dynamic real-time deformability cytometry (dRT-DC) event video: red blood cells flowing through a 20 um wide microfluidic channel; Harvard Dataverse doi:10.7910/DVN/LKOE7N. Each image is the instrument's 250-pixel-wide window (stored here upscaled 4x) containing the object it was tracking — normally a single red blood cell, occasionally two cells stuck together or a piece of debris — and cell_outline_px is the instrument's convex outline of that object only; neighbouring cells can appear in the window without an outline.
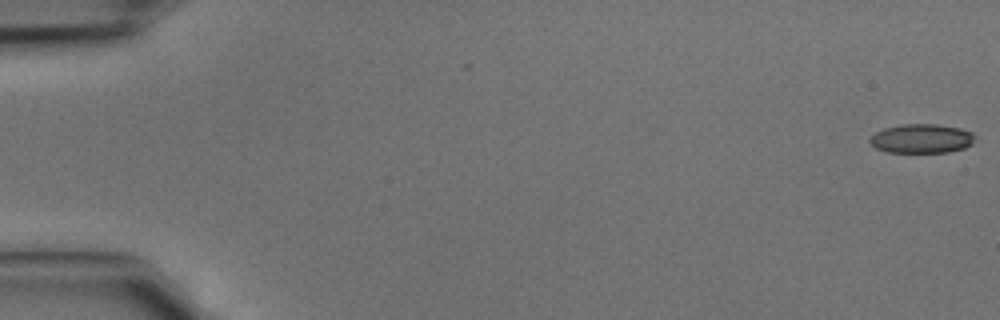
{"species": "common noctule bat (a hibernating species)", "species_latin": "Nyctalus noctula", "temperature_condition": "cold", "stored_images_in_passage": 45, "camera_frame_rate_fps": 3000, "um_per_image_px": 0.085, "animal": {"sex": "male", "body_mass_g": 15.6}, "frame": {"image": 1, "passage_image": 1, "time_ms": 0.0, "image_size_px": [1000, 320], "cell_outline_px": [[972, 144], [964, 148], [948, 152], [888, 152], [876, 148], [868, 140], [876, 132], [884, 128], [900, 124], [936, 124], [960, 128], [972, 132]], "centroid_in_image_um": [78.31, 11.77], "position_along_channel_um": 6.7, "area_um2": 17.69}}
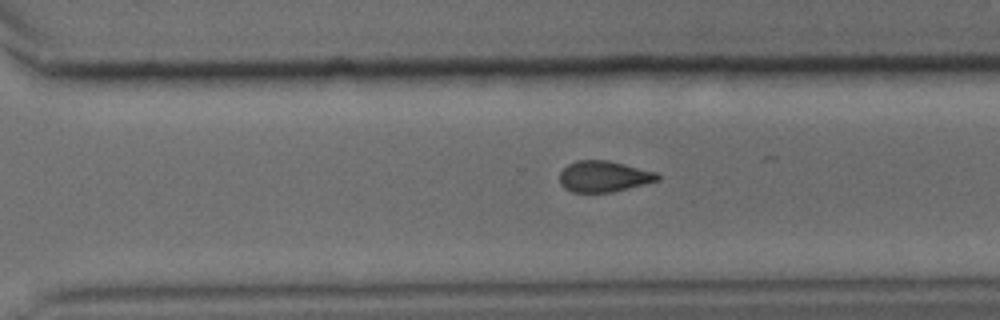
{"frame": {"image": 2, "passage_image": 32, "time_ms": 10.333, "image_size_px": [1000, 320], "cell_outline_px": [[660, 180], [612, 192], [572, 192], [564, 188], [560, 184], [560, 172], [568, 164], [576, 160], [608, 160], [656, 172], [660, 176]], "centroid_in_image_um": [51.31, 14.99], "position_along_channel_um": 319.3, "area_um2": 17.69}}
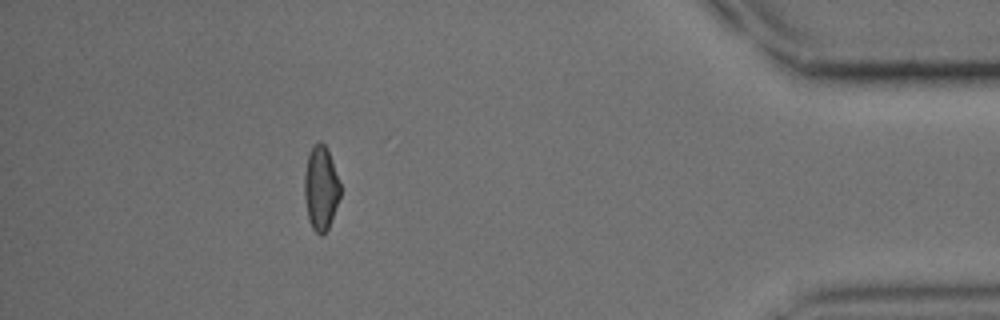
{"frame": {"image": 3, "passage_image": 41, "time_ms": 13.333, "image_size_px": [1000, 320], "cell_outline_px": [[340, 196], [328, 228], [320, 236], [312, 228], [308, 220], [304, 196], [304, 172], [308, 152], [320, 140], [328, 148], [340, 184]], "centroid_in_image_um": [27.25, 15.97], "position_along_channel_um": 407.9, "area_um2": 17.63}}